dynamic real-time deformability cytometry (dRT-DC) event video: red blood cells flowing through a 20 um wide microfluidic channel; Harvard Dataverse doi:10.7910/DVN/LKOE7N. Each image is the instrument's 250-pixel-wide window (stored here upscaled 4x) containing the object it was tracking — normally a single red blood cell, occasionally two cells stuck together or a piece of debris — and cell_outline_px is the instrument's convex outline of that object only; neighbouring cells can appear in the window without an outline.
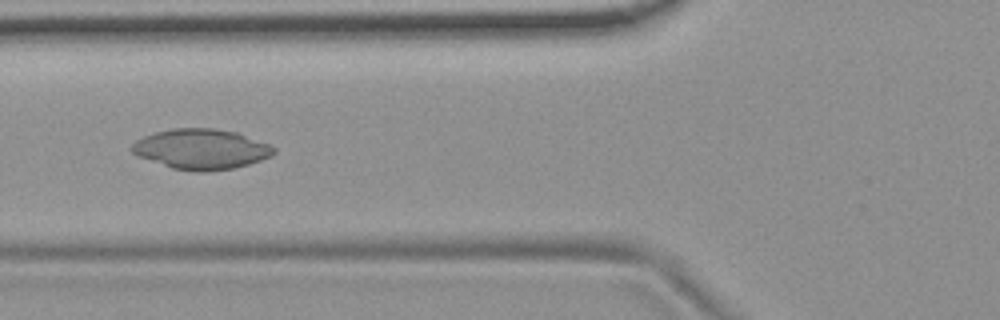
{"species": "common noctule bat (a hibernating species)", "species_latin": "Nyctalus noctula", "temperature_condition": "room temperature", "stored_images_in_passage": 54, "camera_frame_rate_fps": 3000, "um_per_image_px": 0.085, "animal": {"sex": "female", "body_mass_g": 19.9}, "frame": {"image": 1, "passage_image": 21, "time_ms": 6.667, "image_size_px": [1000, 320], "cell_outline_px": [[276, 152], [272, 156], [248, 164], [232, 168], [204, 172], [192, 172], [172, 168], [136, 156], [132, 152], [132, 144], [136, 140], [144, 136], [156, 132], [172, 128], [212, 128], [236, 132], [268, 144], [276, 148]], "centroid_in_image_um": [17.09, 12.68], "position_along_channel_um": 108.7, "area_um2": 33.23}}
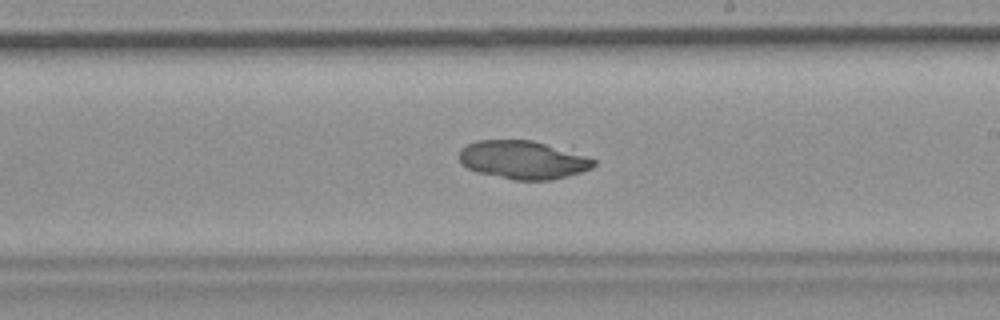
{"frame": {"image": 2, "passage_image": 32, "time_ms": 10.333, "image_size_px": [1000, 320], "cell_outline_px": [[596, 164], [592, 168], [568, 176], [552, 180], [512, 180], [476, 172], [460, 164], [460, 148], [476, 140], [532, 140], [572, 144], [596, 160]], "centroid_in_image_um": [44.63, 13.54], "position_along_channel_um": 244.4, "area_um2": 31.73}}
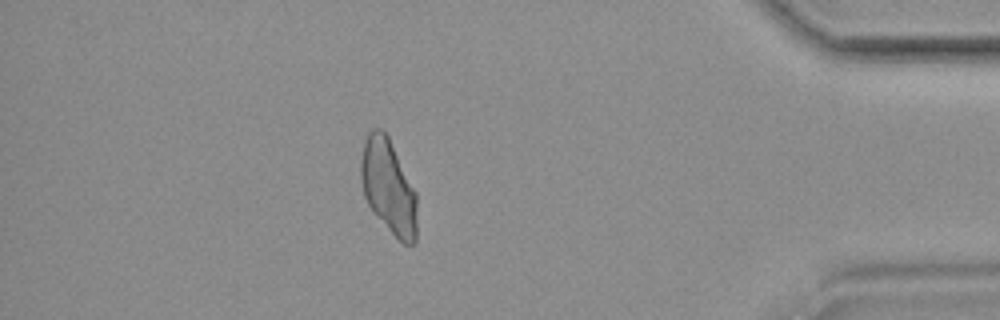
{"frame": {"image": 3, "passage_image": 48, "time_ms": 15.667, "image_size_px": [1000, 320], "cell_outline_px": [[416, 244], [404, 244], [372, 212], [364, 196], [360, 180], [360, 160], [364, 140], [368, 132], [372, 128], [380, 128], [388, 136], [416, 192]], "centroid_in_image_um": [32.99, 15.84], "position_along_channel_um": 402.2, "area_um2": 30.87}}